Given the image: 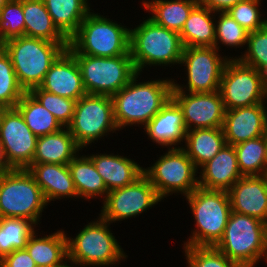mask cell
<instances>
[{
  "instance_id": "2e32d148",
  "label": "cell",
  "mask_w": 267,
  "mask_h": 267,
  "mask_svg": "<svg viewBox=\"0 0 267 267\" xmlns=\"http://www.w3.org/2000/svg\"><path fill=\"white\" fill-rule=\"evenodd\" d=\"M171 98L182 109L187 131L222 127L226 110L219 91L200 93L171 91Z\"/></svg>"
},
{
  "instance_id": "ee69618b",
  "label": "cell",
  "mask_w": 267,
  "mask_h": 267,
  "mask_svg": "<svg viewBox=\"0 0 267 267\" xmlns=\"http://www.w3.org/2000/svg\"><path fill=\"white\" fill-rule=\"evenodd\" d=\"M11 168L9 165L6 163L4 155H3V150L0 146V175L10 171Z\"/></svg>"
},
{
  "instance_id": "f1b7e54d",
  "label": "cell",
  "mask_w": 267,
  "mask_h": 267,
  "mask_svg": "<svg viewBox=\"0 0 267 267\" xmlns=\"http://www.w3.org/2000/svg\"><path fill=\"white\" fill-rule=\"evenodd\" d=\"M198 0H142L144 11L150 12L152 19L164 28L180 33Z\"/></svg>"
},
{
  "instance_id": "7c38bea8",
  "label": "cell",
  "mask_w": 267,
  "mask_h": 267,
  "mask_svg": "<svg viewBox=\"0 0 267 267\" xmlns=\"http://www.w3.org/2000/svg\"><path fill=\"white\" fill-rule=\"evenodd\" d=\"M218 52L215 47H184L180 65L185 66L187 83L181 85L173 79L172 91L190 93L219 91L224 67L233 57H222Z\"/></svg>"
},
{
  "instance_id": "836d02e7",
  "label": "cell",
  "mask_w": 267,
  "mask_h": 267,
  "mask_svg": "<svg viewBox=\"0 0 267 267\" xmlns=\"http://www.w3.org/2000/svg\"><path fill=\"white\" fill-rule=\"evenodd\" d=\"M36 227L25 218H0V260L14 250L25 249Z\"/></svg>"
},
{
  "instance_id": "f6af8a7d",
  "label": "cell",
  "mask_w": 267,
  "mask_h": 267,
  "mask_svg": "<svg viewBox=\"0 0 267 267\" xmlns=\"http://www.w3.org/2000/svg\"><path fill=\"white\" fill-rule=\"evenodd\" d=\"M264 103H267V75L264 76Z\"/></svg>"
},
{
  "instance_id": "4fadbf2b",
  "label": "cell",
  "mask_w": 267,
  "mask_h": 267,
  "mask_svg": "<svg viewBox=\"0 0 267 267\" xmlns=\"http://www.w3.org/2000/svg\"><path fill=\"white\" fill-rule=\"evenodd\" d=\"M219 92L225 110L264 103V76L239 59H229L224 67Z\"/></svg>"
},
{
  "instance_id": "8992f818",
  "label": "cell",
  "mask_w": 267,
  "mask_h": 267,
  "mask_svg": "<svg viewBox=\"0 0 267 267\" xmlns=\"http://www.w3.org/2000/svg\"><path fill=\"white\" fill-rule=\"evenodd\" d=\"M185 198L196 229L183 246H215L224 234L231 213L228 192L198 186Z\"/></svg>"
},
{
  "instance_id": "8d00e7d4",
  "label": "cell",
  "mask_w": 267,
  "mask_h": 267,
  "mask_svg": "<svg viewBox=\"0 0 267 267\" xmlns=\"http://www.w3.org/2000/svg\"><path fill=\"white\" fill-rule=\"evenodd\" d=\"M247 50L234 59H239L242 63L254 67L263 76L267 75V24L248 33Z\"/></svg>"
},
{
  "instance_id": "7dc6e473",
  "label": "cell",
  "mask_w": 267,
  "mask_h": 267,
  "mask_svg": "<svg viewBox=\"0 0 267 267\" xmlns=\"http://www.w3.org/2000/svg\"><path fill=\"white\" fill-rule=\"evenodd\" d=\"M265 138H266V141H267V128H266V131H265V134H264Z\"/></svg>"
},
{
  "instance_id": "7bdbcfd3",
  "label": "cell",
  "mask_w": 267,
  "mask_h": 267,
  "mask_svg": "<svg viewBox=\"0 0 267 267\" xmlns=\"http://www.w3.org/2000/svg\"><path fill=\"white\" fill-rule=\"evenodd\" d=\"M240 1L244 0H198L199 4L214 12H226Z\"/></svg>"
},
{
  "instance_id": "5b68a950",
  "label": "cell",
  "mask_w": 267,
  "mask_h": 267,
  "mask_svg": "<svg viewBox=\"0 0 267 267\" xmlns=\"http://www.w3.org/2000/svg\"><path fill=\"white\" fill-rule=\"evenodd\" d=\"M97 218L85 225L76 237L67 236L70 267H111L128 257L111 232V223L100 216Z\"/></svg>"
},
{
  "instance_id": "8fae6325",
  "label": "cell",
  "mask_w": 267,
  "mask_h": 267,
  "mask_svg": "<svg viewBox=\"0 0 267 267\" xmlns=\"http://www.w3.org/2000/svg\"><path fill=\"white\" fill-rule=\"evenodd\" d=\"M143 173L162 200L173 193L186 197L199 186L198 169L186 152L178 147L168 148L151 167H144Z\"/></svg>"
},
{
  "instance_id": "9a60e30c",
  "label": "cell",
  "mask_w": 267,
  "mask_h": 267,
  "mask_svg": "<svg viewBox=\"0 0 267 267\" xmlns=\"http://www.w3.org/2000/svg\"><path fill=\"white\" fill-rule=\"evenodd\" d=\"M37 139L16 108L0 111V146L11 169H27L32 164Z\"/></svg>"
},
{
  "instance_id": "484cf974",
  "label": "cell",
  "mask_w": 267,
  "mask_h": 267,
  "mask_svg": "<svg viewBox=\"0 0 267 267\" xmlns=\"http://www.w3.org/2000/svg\"><path fill=\"white\" fill-rule=\"evenodd\" d=\"M184 143L182 149L199 169L226 145V140L222 127L197 128L186 132Z\"/></svg>"
},
{
  "instance_id": "74e56055",
  "label": "cell",
  "mask_w": 267,
  "mask_h": 267,
  "mask_svg": "<svg viewBox=\"0 0 267 267\" xmlns=\"http://www.w3.org/2000/svg\"><path fill=\"white\" fill-rule=\"evenodd\" d=\"M187 267H245L230 260L215 246H183Z\"/></svg>"
},
{
  "instance_id": "6da1fadb",
  "label": "cell",
  "mask_w": 267,
  "mask_h": 267,
  "mask_svg": "<svg viewBox=\"0 0 267 267\" xmlns=\"http://www.w3.org/2000/svg\"><path fill=\"white\" fill-rule=\"evenodd\" d=\"M140 75L137 73L124 88L111 96L119 130L133 125L144 128L171 98L172 78L138 82Z\"/></svg>"
},
{
  "instance_id": "83f0119b",
  "label": "cell",
  "mask_w": 267,
  "mask_h": 267,
  "mask_svg": "<svg viewBox=\"0 0 267 267\" xmlns=\"http://www.w3.org/2000/svg\"><path fill=\"white\" fill-rule=\"evenodd\" d=\"M78 153L69 163L68 167L73 183L78 194V199L91 200L108 195V190L102 177L97 172L91 158L88 155Z\"/></svg>"
},
{
  "instance_id": "277c9868",
  "label": "cell",
  "mask_w": 267,
  "mask_h": 267,
  "mask_svg": "<svg viewBox=\"0 0 267 267\" xmlns=\"http://www.w3.org/2000/svg\"><path fill=\"white\" fill-rule=\"evenodd\" d=\"M72 55L116 57L130 54V28L100 13L90 12L69 39Z\"/></svg>"
},
{
  "instance_id": "44dd1931",
  "label": "cell",
  "mask_w": 267,
  "mask_h": 267,
  "mask_svg": "<svg viewBox=\"0 0 267 267\" xmlns=\"http://www.w3.org/2000/svg\"><path fill=\"white\" fill-rule=\"evenodd\" d=\"M198 170L199 187L209 190L228 191L242 177L234 146L227 144Z\"/></svg>"
},
{
  "instance_id": "1f68e13d",
  "label": "cell",
  "mask_w": 267,
  "mask_h": 267,
  "mask_svg": "<svg viewBox=\"0 0 267 267\" xmlns=\"http://www.w3.org/2000/svg\"><path fill=\"white\" fill-rule=\"evenodd\" d=\"M15 108L37 137L52 134L64 128L55 116L43 107L30 92L24 93Z\"/></svg>"
},
{
  "instance_id": "52a82bcc",
  "label": "cell",
  "mask_w": 267,
  "mask_h": 267,
  "mask_svg": "<svg viewBox=\"0 0 267 267\" xmlns=\"http://www.w3.org/2000/svg\"><path fill=\"white\" fill-rule=\"evenodd\" d=\"M215 247L245 267H256L262 259L267 263V224L231 211L224 234Z\"/></svg>"
},
{
  "instance_id": "5bb4252c",
  "label": "cell",
  "mask_w": 267,
  "mask_h": 267,
  "mask_svg": "<svg viewBox=\"0 0 267 267\" xmlns=\"http://www.w3.org/2000/svg\"><path fill=\"white\" fill-rule=\"evenodd\" d=\"M161 201L156 189L143 173L130 185L109 191L102 201L99 216L109 223H115L135 218Z\"/></svg>"
},
{
  "instance_id": "b9f144b4",
  "label": "cell",
  "mask_w": 267,
  "mask_h": 267,
  "mask_svg": "<svg viewBox=\"0 0 267 267\" xmlns=\"http://www.w3.org/2000/svg\"><path fill=\"white\" fill-rule=\"evenodd\" d=\"M0 267H37L26 249L14 250L0 260Z\"/></svg>"
},
{
  "instance_id": "e575fe53",
  "label": "cell",
  "mask_w": 267,
  "mask_h": 267,
  "mask_svg": "<svg viewBox=\"0 0 267 267\" xmlns=\"http://www.w3.org/2000/svg\"><path fill=\"white\" fill-rule=\"evenodd\" d=\"M25 91L20 86L10 56L0 48V107L15 108Z\"/></svg>"
},
{
  "instance_id": "7402d4cb",
  "label": "cell",
  "mask_w": 267,
  "mask_h": 267,
  "mask_svg": "<svg viewBox=\"0 0 267 267\" xmlns=\"http://www.w3.org/2000/svg\"><path fill=\"white\" fill-rule=\"evenodd\" d=\"M27 170L41 188L47 204L65 197L78 198L68 164L32 163Z\"/></svg>"
},
{
  "instance_id": "4dcf8cb0",
  "label": "cell",
  "mask_w": 267,
  "mask_h": 267,
  "mask_svg": "<svg viewBox=\"0 0 267 267\" xmlns=\"http://www.w3.org/2000/svg\"><path fill=\"white\" fill-rule=\"evenodd\" d=\"M25 36L51 42H69L54 25L43 0H23Z\"/></svg>"
},
{
  "instance_id": "7a4b0ae2",
  "label": "cell",
  "mask_w": 267,
  "mask_h": 267,
  "mask_svg": "<svg viewBox=\"0 0 267 267\" xmlns=\"http://www.w3.org/2000/svg\"><path fill=\"white\" fill-rule=\"evenodd\" d=\"M68 46L69 42H51L27 36L1 44L10 56L17 80L25 92L42 84L51 65Z\"/></svg>"
},
{
  "instance_id": "3957f363",
  "label": "cell",
  "mask_w": 267,
  "mask_h": 267,
  "mask_svg": "<svg viewBox=\"0 0 267 267\" xmlns=\"http://www.w3.org/2000/svg\"><path fill=\"white\" fill-rule=\"evenodd\" d=\"M184 46L180 34L147 17L130 29V54L137 73L148 66L179 65Z\"/></svg>"
},
{
  "instance_id": "ab89813d",
  "label": "cell",
  "mask_w": 267,
  "mask_h": 267,
  "mask_svg": "<svg viewBox=\"0 0 267 267\" xmlns=\"http://www.w3.org/2000/svg\"><path fill=\"white\" fill-rule=\"evenodd\" d=\"M63 127H67L73 118L76 100L61 97L51 92L35 87L29 91Z\"/></svg>"
},
{
  "instance_id": "ffe728a7",
  "label": "cell",
  "mask_w": 267,
  "mask_h": 267,
  "mask_svg": "<svg viewBox=\"0 0 267 267\" xmlns=\"http://www.w3.org/2000/svg\"><path fill=\"white\" fill-rule=\"evenodd\" d=\"M148 139L161 147L182 148L187 132L182 109L170 98L143 128ZM177 145V146H176ZM175 146V147H174Z\"/></svg>"
},
{
  "instance_id": "60d3db41",
  "label": "cell",
  "mask_w": 267,
  "mask_h": 267,
  "mask_svg": "<svg viewBox=\"0 0 267 267\" xmlns=\"http://www.w3.org/2000/svg\"><path fill=\"white\" fill-rule=\"evenodd\" d=\"M261 0H244L232 6L228 12L248 32H254L267 24L260 11Z\"/></svg>"
},
{
  "instance_id": "ac0fdd59",
  "label": "cell",
  "mask_w": 267,
  "mask_h": 267,
  "mask_svg": "<svg viewBox=\"0 0 267 267\" xmlns=\"http://www.w3.org/2000/svg\"><path fill=\"white\" fill-rule=\"evenodd\" d=\"M227 192L231 211L267 224V174L242 176Z\"/></svg>"
},
{
  "instance_id": "d6a6232c",
  "label": "cell",
  "mask_w": 267,
  "mask_h": 267,
  "mask_svg": "<svg viewBox=\"0 0 267 267\" xmlns=\"http://www.w3.org/2000/svg\"><path fill=\"white\" fill-rule=\"evenodd\" d=\"M234 149L242 176L267 174V141L264 135L234 145Z\"/></svg>"
},
{
  "instance_id": "603a6c76",
  "label": "cell",
  "mask_w": 267,
  "mask_h": 267,
  "mask_svg": "<svg viewBox=\"0 0 267 267\" xmlns=\"http://www.w3.org/2000/svg\"><path fill=\"white\" fill-rule=\"evenodd\" d=\"M88 156L108 191L128 186L143 174V167L126 156L113 153H94Z\"/></svg>"
},
{
  "instance_id": "d4e9b609",
  "label": "cell",
  "mask_w": 267,
  "mask_h": 267,
  "mask_svg": "<svg viewBox=\"0 0 267 267\" xmlns=\"http://www.w3.org/2000/svg\"><path fill=\"white\" fill-rule=\"evenodd\" d=\"M81 150L67 127L37 139L32 163L68 164Z\"/></svg>"
},
{
  "instance_id": "ba28073f",
  "label": "cell",
  "mask_w": 267,
  "mask_h": 267,
  "mask_svg": "<svg viewBox=\"0 0 267 267\" xmlns=\"http://www.w3.org/2000/svg\"><path fill=\"white\" fill-rule=\"evenodd\" d=\"M47 205L27 169H11L0 175V218H25L37 226Z\"/></svg>"
},
{
  "instance_id": "e0dca14e",
  "label": "cell",
  "mask_w": 267,
  "mask_h": 267,
  "mask_svg": "<svg viewBox=\"0 0 267 267\" xmlns=\"http://www.w3.org/2000/svg\"><path fill=\"white\" fill-rule=\"evenodd\" d=\"M267 106L256 104L225 111L222 130L227 145H237L265 134Z\"/></svg>"
},
{
  "instance_id": "9c48e42d",
  "label": "cell",
  "mask_w": 267,
  "mask_h": 267,
  "mask_svg": "<svg viewBox=\"0 0 267 267\" xmlns=\"http://www.w3.org/2000/svg\"><path fill=\"white\" fill-rule=\"evenodd\" d=\"M67 128L82 150L102 137H108L111 132L119 131L111 96L85 94L76 101L73 118Z\"/></svg>"
},
{
  "instance_id": "d6986e66",
  "label": "cell",
  "mask_w": 267,
  "mask_h": 267,
  "mask_svg": "<svg viewBox=\"0 0 267 267\" xmlns=\"http://www.w3.org/2000/svg\"><path fill=\"white\" fill-rule=\"evenodd\" d=\"M39 87L42 90L76 101L87 94L79 65L67 49L51 65Z\"/></svg>"
},
{
  "instance_id": "bcb514c9",
  "label": "cell",
  "mask_w": 267,
  "mask_h": 267,
  "mask_svg": "<svg viewBox=\"0 0 267 267\" xmlns=\"http://www.w3.org/2000/svg\"><path fill=\"white\" fill-rule=\"evenodd\" d=\"M10 0H0V10L9 2Z\"/></svg>"
},
{
  "instance_id": "f35d334b",
  "label": "cell",
  "mask_w": 267,
  "mask_h": 267,
  "mask_svg": "<svg viewBox=\"0 0 267 267\" xmlns=\"http://www.w3.org/2000/svg\"><path fill=\"white\" fill-rule=\"evenodd\" d=\"M21 36H25L23 0H10L0 10V45Z\"/></svg>"
},
{
  "instance_id": "d590c367",
  "label": "cell",
  "mask_w": 267,
  "mask_h": 267,
  "mask_svg": "<svg viewBox=\"0 0 267 267\" xmlns=\"http://www.w3.org/2000/svg\"><path fill=\"white\" fill-rule=\"evenodd\" d=\"M215 42L214 47L218 50L220 44L228 47L242 48L247 44L248 31L235 21L228 12H216ZM220 43V44H219Z\"/></svg>"
},
{
  "instance_id": "30bf717a",
  "label": "cell",
  "mask_w": 267,
  "mask_h": 267,
  "mask_svg": "<svg viewBox=\"0 0 267 267\" xmlns=\"http://www.w3.org/2000/svg\"><path fill=\"white\" fill-rule=\"evenodd\" d=\"M87 94L112 96L137 74L131 55L95 57L73 55Z\"/></svg>"
},
{
  "instance_id": "4316f807",
  "label": "cell",
  "mask_w": 267,
  "mask_h": 267,
  "mask_svg": "<svg viewBox=\"0 0 267 267\" xmlns=\"http://www.w3.org/2000/svg\"><path fill=\"white\" fill-rule=\"evenodd\" d=\"M216 15V12L198 3L179 33L183 46L214 47Z\"/></svg>"
},
{
  "instance_id": "f546056e",
  "label": "cell",
  "mask_w": 267,
  "mask_h": 267,
  "mask_svg": "<svg viewBox=\"0 0 267 267\" xmlns=\"http://www.w3.org/2000/svg\"><path fill=\"white\" fill-rule=\"evenodd\" d=\"M54 25L69 40L93 11L89 0H43Z\"/></svg>"
},
{
  "instance_id": "cb8c5ba5",
  "label": "cell",
  "mask_w": 267,
  "mask_h": 267,
  "mask_svg": "<svg viewBox=\"0 0 267 267\" xmlns=\"http://www.w3.org/2000/svg\"><path fill=\"white\" fill-rule=\"evenodd\" d=\"M36 231L29 237L25 247L36 266L70 267L67 233L61 229L49 235L38 237Z\"/></svg>"
}]
</instances>
